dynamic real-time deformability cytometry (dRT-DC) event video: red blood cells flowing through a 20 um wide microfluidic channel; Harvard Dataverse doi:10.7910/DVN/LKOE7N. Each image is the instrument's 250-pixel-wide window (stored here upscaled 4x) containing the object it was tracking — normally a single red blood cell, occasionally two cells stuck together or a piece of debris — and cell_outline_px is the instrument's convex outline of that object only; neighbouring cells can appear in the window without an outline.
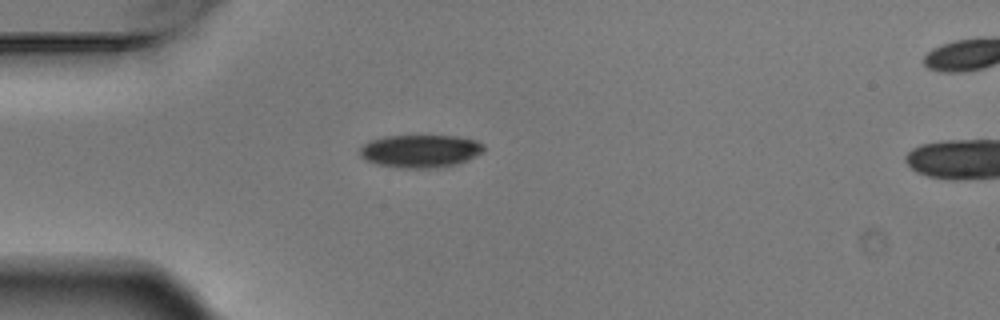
{"species": "Egyptian fruit bat (a non-hibernating species)", "species_latin": "Rousettus aegyptiacus", "temperature_condition": "warm", "stored_images_in_passage": 4, "camera_frame_rate_fps": 3000, "um_per_image_px": 0.085, "animal": {"sex": "male"}, "frame": {"image": 1, "passage_image": 3, "time_ms": 0.667, "image_size_px": [1000, 320], "cell_outline_px": [[484, 148], [476, 156], [468, 160], [456, 164], [440, 168], [400, 168], [376, 164], [360, 156], [360, 148], [364, 144], [372, 140], [388, 136], [456, 136], [476, 140], [484, 144]], "centroid_in_image_um": [35.75, 12.85], "position_along_channel_um": 49.3, "area_um2": 23.64}}